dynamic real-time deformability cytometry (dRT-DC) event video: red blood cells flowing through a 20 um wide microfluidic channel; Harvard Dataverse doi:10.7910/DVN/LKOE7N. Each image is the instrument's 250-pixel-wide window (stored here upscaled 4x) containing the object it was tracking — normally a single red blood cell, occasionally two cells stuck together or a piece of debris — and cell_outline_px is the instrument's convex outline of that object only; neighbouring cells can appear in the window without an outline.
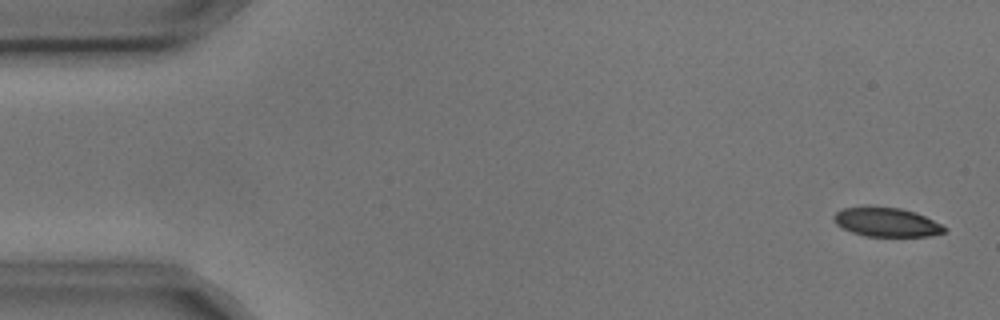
{"species": "common noctule bat (a hibernating species)", "species_latin": "Nyctalus noctula", "temperature_condition": "cold", "stored_images_in_passage": 4, "camera_frame_rate_fps": 3000, "um_per_image_px": 0.085, "animal": {"sex": "male", "body_mass_g": 17.9, "forearm_length_mm": 54.2}, "frame": {"image": 1, "passage_image": 1, "time_ms": 0.0, "image_size_px": [1000, 320], "cell_outline_px": [[948, 228], [944, 232], [928, 236], [868, 236], [852, 232], [836, 224], [832, 220], [832, 216], [836, 212], [844, 208], [868, 204], [900, 208], [916, 212]], "centroid_in_image_um": [75.3, 18.84], "position_along_channel_um": 9.7, "area_um2": 19.02}}